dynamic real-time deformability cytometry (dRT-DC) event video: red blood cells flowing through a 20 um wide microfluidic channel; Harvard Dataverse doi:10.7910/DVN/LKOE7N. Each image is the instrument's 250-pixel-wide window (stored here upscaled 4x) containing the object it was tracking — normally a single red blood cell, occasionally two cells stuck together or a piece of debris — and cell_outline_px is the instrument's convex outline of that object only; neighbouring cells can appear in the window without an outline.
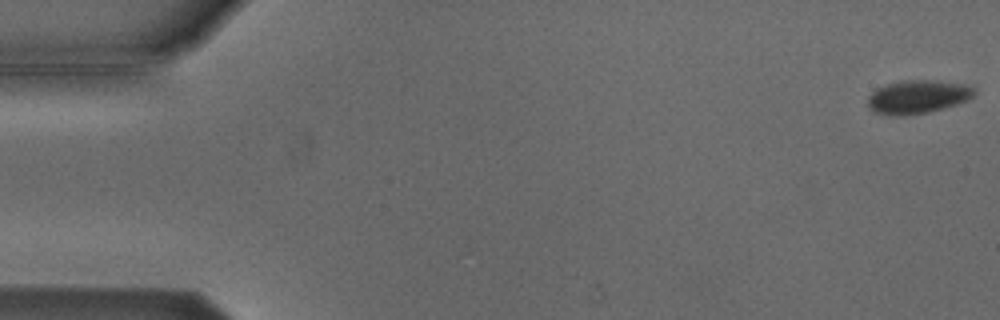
{"species": "Egyptian fruit bat (a non-hibernating species)", "species_latin": "Rousettus aegyptiacus", "temperature_condition": "cold", "stored_images_in_passage": 7, "camera_frame_rate_fps": 3000, "um_per_image_px": 0.085, "animal": {"sex": "male"}, "frame": {"image": 1, "passage_image": 1, "time_ms": 0.0, "image_size_px": [1000, 320], "cell_outline_px": [[976, 92], [972, 96], [956, 104], [928, 112], [904, 116], [892, 116], [872, 112], [868, 108], [868, 96], [876, 88], [900, 80], [928, 80], [964, 84], [972, 88]], "centroid_in_image_um": [77.91, 8.24], "position_along_channel_um": 7.1, "area_um2": 20.63}}
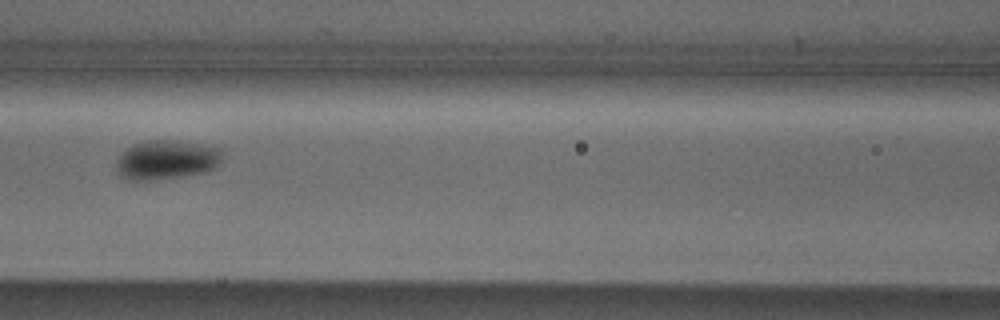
{"frame": {"image": 2, "passage_image": 7, "time_ms": 7.667, "image_size_px": [1000, 320], "cell_outline_px": [[220, 164], [216, 168], [204, 172], [180, 176], [148, 180], [128, 180], [116, 168], [116, 156], [120, 152], [132, 144], [144, 140], [180, 140], [220, 148]], "centroid_in_image_um": [14.11, 13.55], "position_along_channel_um": 152.5, "area_um2": 24.33}}